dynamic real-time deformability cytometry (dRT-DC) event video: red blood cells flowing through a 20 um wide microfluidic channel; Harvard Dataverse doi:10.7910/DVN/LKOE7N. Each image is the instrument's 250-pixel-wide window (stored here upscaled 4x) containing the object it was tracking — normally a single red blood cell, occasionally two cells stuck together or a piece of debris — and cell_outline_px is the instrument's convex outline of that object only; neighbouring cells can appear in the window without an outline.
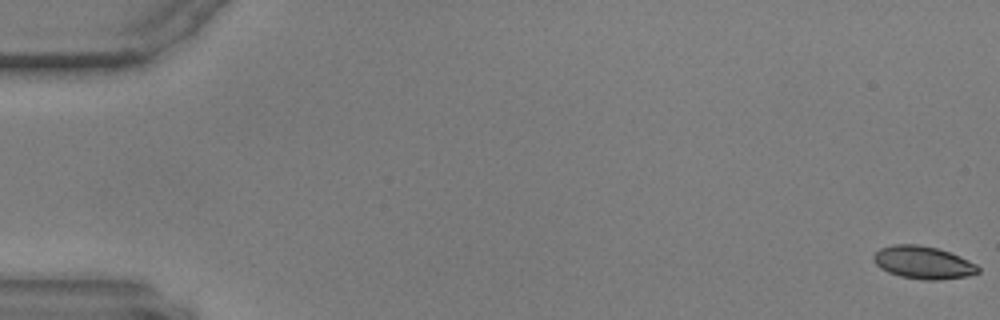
{"species": "common noctule bat (a hibernating species)", "species_latin": "Nyctalus noctula", "temperature_condition": "warm", "stored_images_in_passage": 59, "camera_frame_rate_fps": 3000, "um_per_image_px": 0.085, "animal": {"sex": "male", "body_mass_g": 17.9, "forearm_length_mm": 54.2}, "frame": {"image": 1, "passage_image": 1, "time_ms": 0.0, "image_size_px": [1000, 320], "cell_outline_px": [[980, 272], [968, 276], [940, 280], [924, 280], [900, 276], [888, 272], [880, 268], [876, 264], [872, 256], [880, 248], [892, 244], [916, 244], [936, 248], [960, 256], [976, 264], [980, 268]], "centroid_in_image_um": [78.47, 22.32], "position_along_channel_um": 6.5, "area_um2": 19.94}}
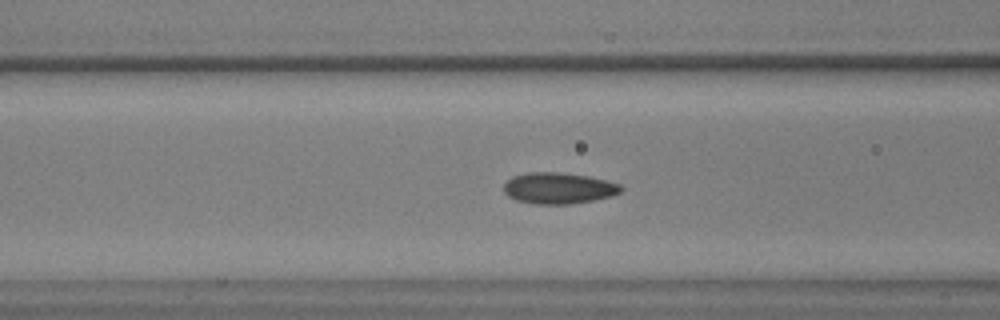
{"frame": {"image": 2, "passage_image": 24, "time_ms": 7.667, "image_size_px": [1000, 320], "cell_outline_px": [[624, 188], [620, 192], [612, 196], [572, 204], [536, 204], [516, 200], [508, 196], [504, 192], [504, 184], [512, 176], [528, 172], [556, 172], [588, 176], [620, 184]], "centroid_in_image_um": [47.47, 15.99], "position_along_channel_um": 119.1, "area_um2": 21.27}}
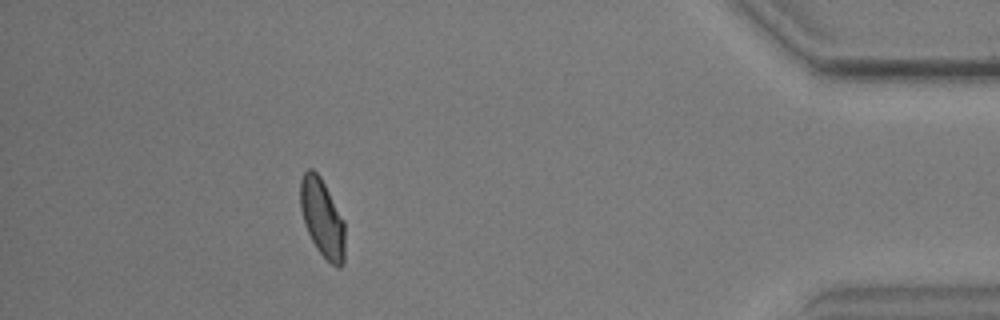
{"frame": {"image": 3, "passage_image": 53, "time_ms": 17.333, "image_size_px": [1000, 320], "cell_outline_px": [[344, 264], [340, 268], [336, 268], [316, 248], [304, 224], [300, 208], [300, 180], [304, 172], [308, 168], [312, 168], [320, 176], [344, 220]], "centroid_in_image_um": [27.38, 18.53], "position_along_channel_um": 407.8, "area_um2": 20.29}}